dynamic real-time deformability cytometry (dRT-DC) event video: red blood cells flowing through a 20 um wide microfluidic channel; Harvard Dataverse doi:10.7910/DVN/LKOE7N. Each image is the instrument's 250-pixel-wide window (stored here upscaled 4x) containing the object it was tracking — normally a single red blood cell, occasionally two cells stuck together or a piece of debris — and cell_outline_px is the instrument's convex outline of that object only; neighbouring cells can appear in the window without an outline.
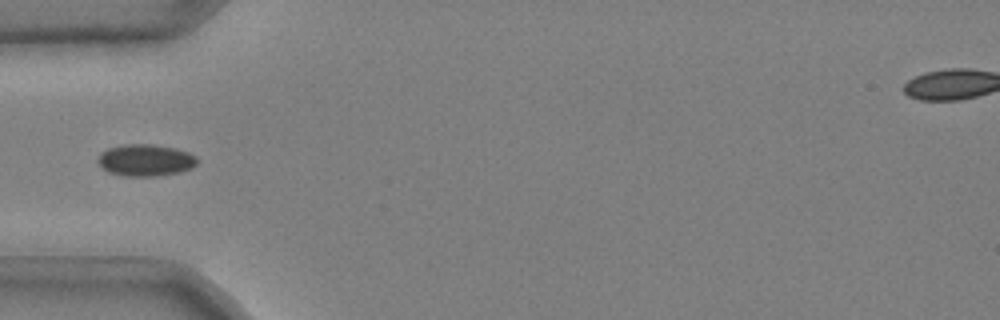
{"species": "common noctule bat (a hibernating species)", "species_latin": "Nyctalus noctula", "temperature_condition": "cold", "stored_images_in_passage": 22, "camera_frame_rate_fps": 3000, "um_per_image_px": 0.085, "animal": {"sex": "male", "body_mass_g": 20.4}, "frame": {"image": 1, "passage_image": 1, "time_ms": 0.0, "image_size_px": [1000, 320], "cell_outline_px": [[196, 164], [192, 168], [180, 172], [156, 176], [124, 176], [108, 172], [96, 160], [100, 152], [108, 148], [124, 144], [152, 144], [176, 148], [188, 152], [196, 156]], "centroid_in_image_um": [12.36, 13.61], "position_along_channel_um": 72.6, "area_um2": 18.5}}
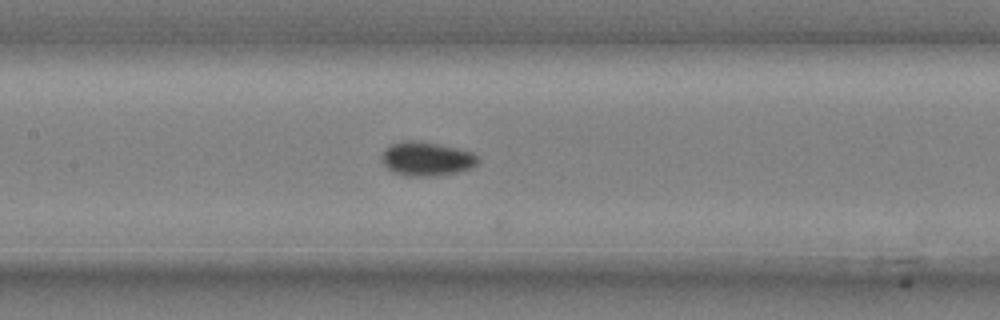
{"frame": {"image": 2, "passage_image": 9, "time_ms": 2.667, "image_size_px": [1000, 320], "cell_outline_px": [[480, 160], [476, 164], [468, 168], [456, 172], [432, 176], [408, 176], [396, 172], [388, 168], [384, 164], [384, 152], [392, 144], [404, 140], [420, 140], [456, 148], [472, 152], [480, 156]], "centroid_in_image_um": [36.31, 13.48], "position_along_channel_um": 171.1, "area_um2": 18.67}}
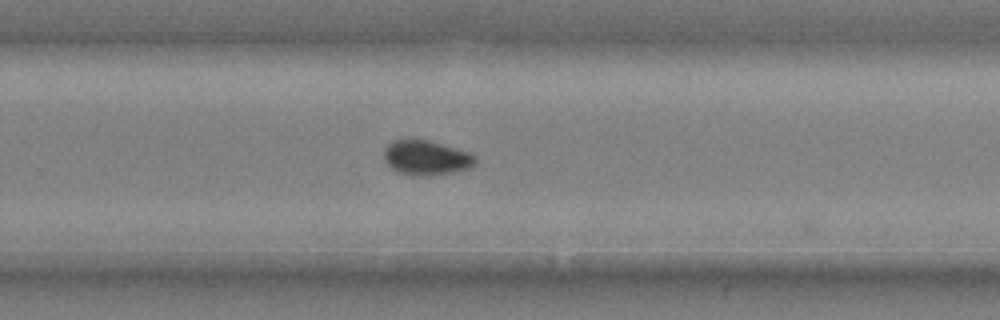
{"frame": {"image": 3, "passage_image": 19, "time_ms": 6.0, "image_size_px": [1000, 320], "cell_outline_px": [[476, 164], [468, 168], [452, 172], [428, 176], [412, 176], [400, 172], [392, 168], [388, 164], [384, 156], [384, 148], [392, 140], [428, 140], [472, 152], [476, 156]], "centroid_in_image_um": [36.26, 13.41], "position_along_channel_um": 293.5, "area_um2": 18.5}}